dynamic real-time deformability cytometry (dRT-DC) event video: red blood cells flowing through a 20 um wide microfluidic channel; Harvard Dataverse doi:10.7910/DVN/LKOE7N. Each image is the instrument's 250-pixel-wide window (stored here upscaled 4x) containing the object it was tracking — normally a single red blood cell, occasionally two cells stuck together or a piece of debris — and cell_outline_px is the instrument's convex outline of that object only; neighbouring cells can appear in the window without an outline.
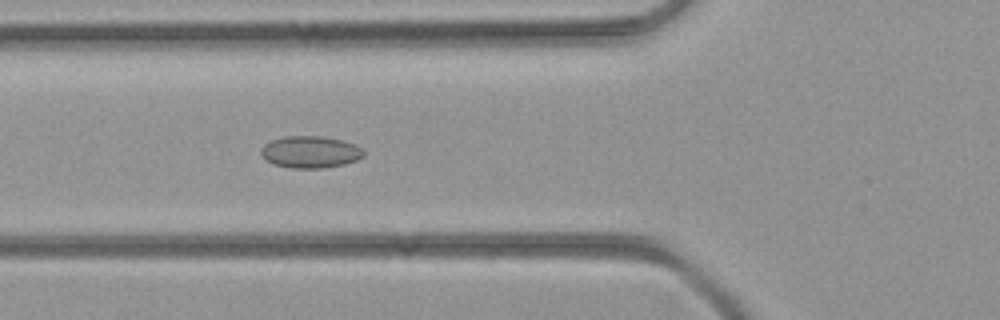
{"species": "common noctule bat (a hibernating species)", "species_latin": "Nyctalus noctula", "temperature_condition": "room temperature", "stored_images_in_passage": 41, "camera_frame_rate_fps": 3000, "um_per_image_px": 0.085, "animal": {"sex": "female", "body_mass_g": 21.9}, "frame": {"image": 1, "passage_image": 11, "time_ms": 3.333, "image_size_px": [1000, 320], "cell_outline_px": [[364, 156], [356, 160], [344, 164], [324, 168], [292, 168], [272, 164], [264, 160], [260, 152], [260, 148], [264, 144], [272, 140], [284, 136], [320, 136], [340, 140], [356, 144], [364, 152]], "centroid_in_image_um": [26.33, 12.92], "position_along_channel_um": 99.5, "area_um2": 19.19}}
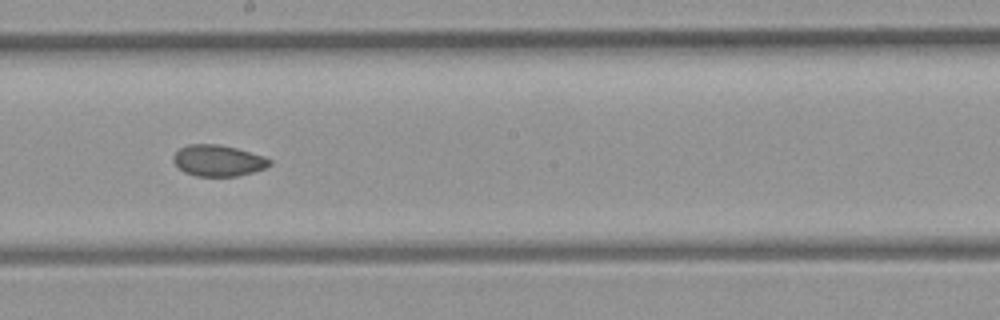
{"frame": {"image": 2, "passage_image": 20, "time_ms": 6.333, "image_size_px": [1000, 320], "cell_outline_px": [[272, 164], [264, 168], [252, 172], [236, 176], [196, 176], [184, 172], [172, 160], [172, 156], [180, 148], [188, 144], [216, 144], [236, 148], [264, 156], [272, 160]], "centroid_in_image_um": [18.53, 13.65], "position_along_channel_um": 229.7, "area_um2": 17.46}}
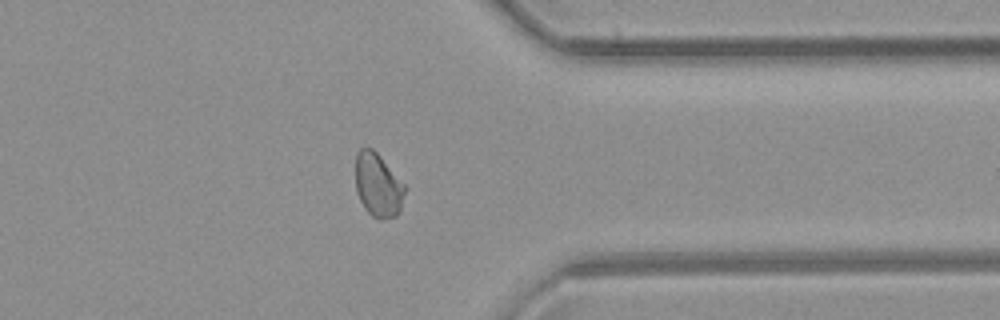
{"frame": {"image": 3, "passage_image": 31, "time_ms": 10.0, "image_size_px": [1000, 320], "cell_outline_px": [[404, 192], [400, 208], [396, 216], [380, 220], [372, 216], [364, 208], [356, 192], [356, 156], [360, 148], [372, 148], [380, 156], [404, 184]], "centroid_in_image_um": [32.1, 15.75], "position_along_channel_um": 379.3, "area_um2": 18.03}}